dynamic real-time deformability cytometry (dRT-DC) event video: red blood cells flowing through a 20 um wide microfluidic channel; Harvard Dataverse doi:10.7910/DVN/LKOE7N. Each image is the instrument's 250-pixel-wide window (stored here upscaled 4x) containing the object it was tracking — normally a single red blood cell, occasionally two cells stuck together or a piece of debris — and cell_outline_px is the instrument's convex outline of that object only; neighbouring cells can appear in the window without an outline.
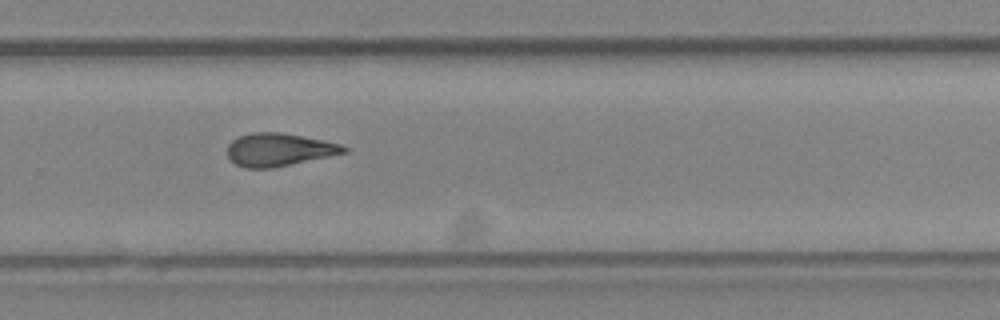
{"species": "Egyptian fruit bat (a non-hibernating species)", "species_latin": "Rousettus aegyptiacus", "temperature_condition": "cold", "stored_images_in_passage": 10, "camera_frame_rate_fps": 3000, "um_per_image_px": 0.085, "animal": {"sex": "female"}, "frame": {"image": 1, "passage_image": 9, "time_ms": 2.667, "image_size_px": [1000, 320], "cell_outline_px": [[348, 152], [272, 168], [244, 168], [236, 164], [228, 156], [228, 144], [232, 140], [240, 136], [252, 132], [280, 132], [324, 140], [340, 144], [348, 148]], "centroid_in_image_um": [23.71, 12.72], "position_along_channel_um": 306.1, "area_um2": 22.2}}